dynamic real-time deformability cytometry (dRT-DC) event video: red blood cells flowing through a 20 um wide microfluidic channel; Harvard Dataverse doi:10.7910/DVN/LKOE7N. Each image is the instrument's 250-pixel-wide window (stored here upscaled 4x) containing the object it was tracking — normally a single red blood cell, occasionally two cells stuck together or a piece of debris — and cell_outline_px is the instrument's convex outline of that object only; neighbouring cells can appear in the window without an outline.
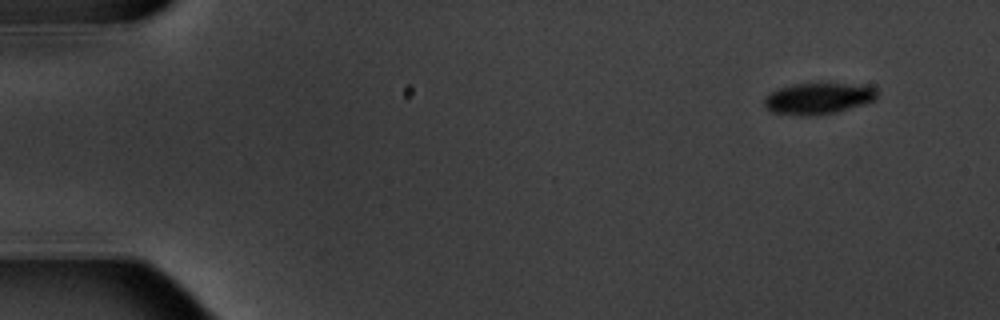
{"species": "common noctule bat (a hibernating species)", "species_latin": "Nyctalus noctula", "temperature_condition": "warm", "stored_images_in_passage": 5, "camera_frame_rate_fps": 3000, "um_per_image_px": 0.085, "animal": {"sex": "male", "body_mass_g": 20.1, "forearm_length_mm": 53.5}, "frame": {"image": 1, "passage_image": 1, "time_ms": 0.0, "image_size_px": [1000, 320], "cell_outline_px": [[876, 100], [864, 104], [836, 112], [812, 116], [800, 116], [772, 112], [764, 104], [764, 100], [772, 92], [780, 88], [792, 84], [872, 84], [876, 88]], "centroid_in_image_um": [69.61, 8.37], "position_along_channel_um": 15.4, "area_um2": 20.58}}
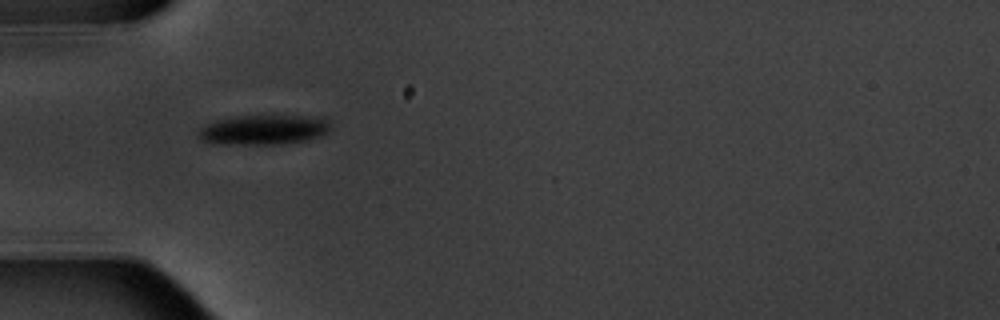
{"frame": {"image": 2, "passage_image": 5, "time_ms": 4.667, "image_size_px": [1000, 320], "cell_outline_px": [[332, 128], [328, 132], [320, 136], [308, 140], [280, 144], [216, 144], [204, 140], [200, 136], [200, 128], [204, 124], [216, 120], [236, 116], [324, 116], [332, 124]], "centroid_in_image_um": [22.5, 11.02], "position_along_channel_um": 62.5, "area_um2": 23.12}}